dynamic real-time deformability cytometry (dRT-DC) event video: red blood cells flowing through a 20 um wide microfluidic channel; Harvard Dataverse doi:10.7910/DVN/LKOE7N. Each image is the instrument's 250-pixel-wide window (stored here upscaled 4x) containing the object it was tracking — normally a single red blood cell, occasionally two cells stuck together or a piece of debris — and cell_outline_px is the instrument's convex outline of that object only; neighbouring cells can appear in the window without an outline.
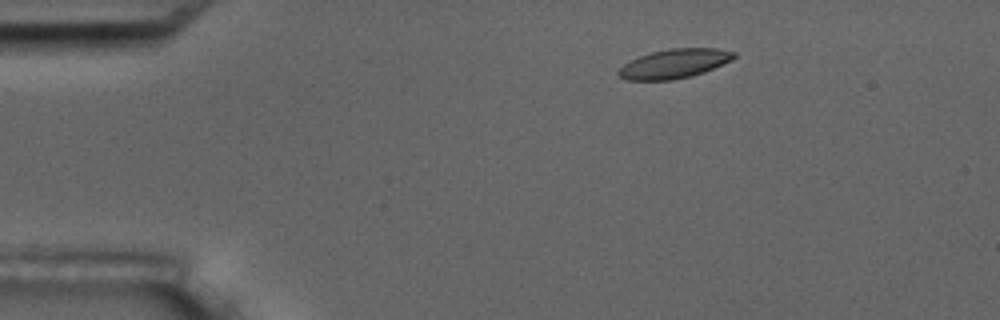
{"species": "common noctule bat (a hibernating species)", "species_latin": "Nyctalus noctula", "temperature_condition": "room temperature", "stored_images_in_passage": 5, "camera_frame_rate_fps": 3000, "um_per_image_px": 0.085, "animal": {"sex": "male", "body_mass_g": 17.5, "forearm_length_mm": 52.3}, "frame": {"image": 1, "passage_image": 3, "time_ms": 2.333, "image_size_px": [1000, 320], "cell_outline_px": [[736, 56], [732, 60], [704, 72], [692, 76], [672, 80], [624, 80], [616, 72], [624, 64], [640, 56], [652, 52], [668, 48], [716, 48], [736, 52]], "centroid_in_image_um": [57.33, 5.41], "position_along_channel_um": 27.7, "area_um2": 19.65}}